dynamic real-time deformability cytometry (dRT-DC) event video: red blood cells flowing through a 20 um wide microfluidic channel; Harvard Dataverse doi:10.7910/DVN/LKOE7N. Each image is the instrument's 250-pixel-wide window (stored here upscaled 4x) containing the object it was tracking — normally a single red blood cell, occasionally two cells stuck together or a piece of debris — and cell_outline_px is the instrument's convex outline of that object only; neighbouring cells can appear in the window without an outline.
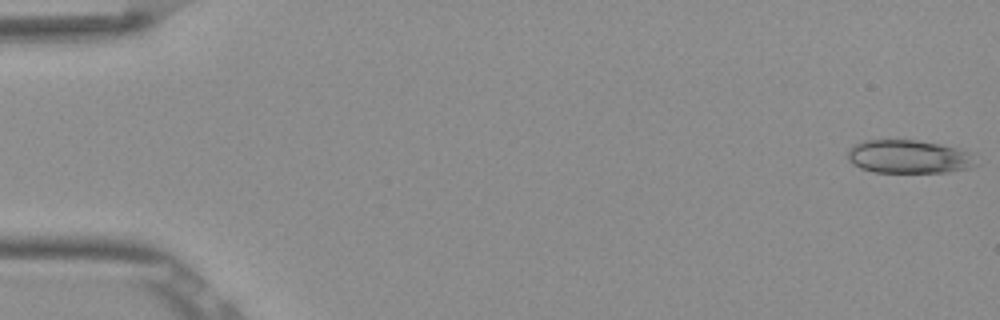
{"species": "Egyptian fruit bat (a non-hibernating species)", "species_latin": "Rousettus aegyptiacus", "temperature_condition": "room temperature", "stored_images_in_passage": 52, "camera_frame_rate_fps": 3000, "um_per_image_px": 0.085, "frame": {"image": 1, "passage_image": 1, "time_ms": 0.0, "image_size_px": [1000, 320], "cell_outline_px": [[980, 164], [972, 168], [948, 172], [872, 172], [860, 168], [852, 164], [848, 160], [848, 148], [852, 144], [864, 140], [916, 140], [940, 144], [956, 148], [968, 152]], "centroid_in_image_um": [77.23, 13.32], "position_along_channel_um": 7.8, "area_um2": 25.2}}
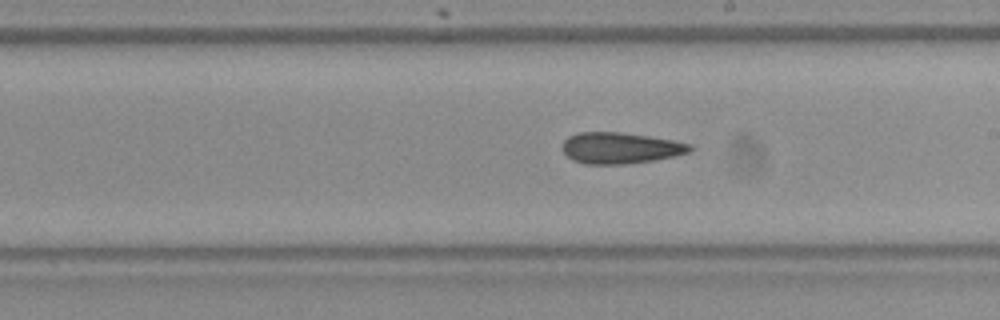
{"frame": {"image": 2, "passage_image": 30, "time_ms": 9.667, "image_size_px": [1000, 320], "cell_outline_px": [[692, 148], [688, 152], [672, 156], [652, 160], [624, 164], [584, 164], [572, 160], [560, 148], [564, 140], [568, 136], [580, 132], [620, 132], [648, 136], [672, 140], [692, 144]], "centroid_in_image_um": [52.67, 12.57], "position_along_channel_um": 236.3, "area_um2": 23.06}}
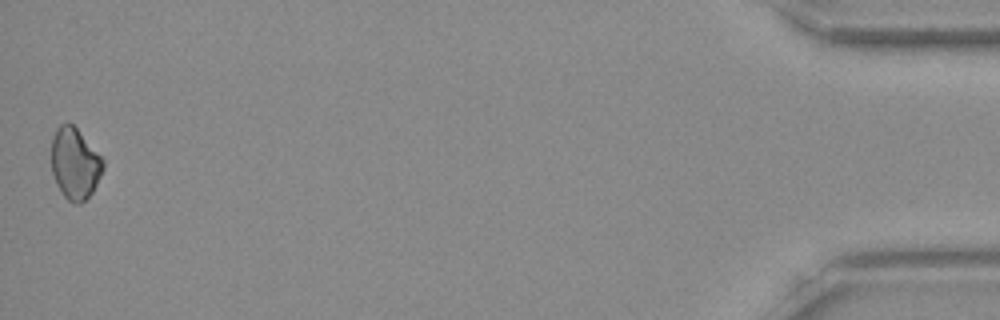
{"frame": {"image": 3, "passage_image": 52, "time_ms": 17.0, "image_size_px": [1000, 320], "cell_outline_px": [[104, 168], [92, 192], [80, 204], [76, 204], [68, 200], [64, 196], [56, 184], [52, 172], [52, 136], [56, 128], [60, 124], [72, 124], [76, 128], [104, 160]], "centroid_in_image_um": [6.35, 13.91], "position_along_channel_um": 428.8, "area_um2": 21.21}}